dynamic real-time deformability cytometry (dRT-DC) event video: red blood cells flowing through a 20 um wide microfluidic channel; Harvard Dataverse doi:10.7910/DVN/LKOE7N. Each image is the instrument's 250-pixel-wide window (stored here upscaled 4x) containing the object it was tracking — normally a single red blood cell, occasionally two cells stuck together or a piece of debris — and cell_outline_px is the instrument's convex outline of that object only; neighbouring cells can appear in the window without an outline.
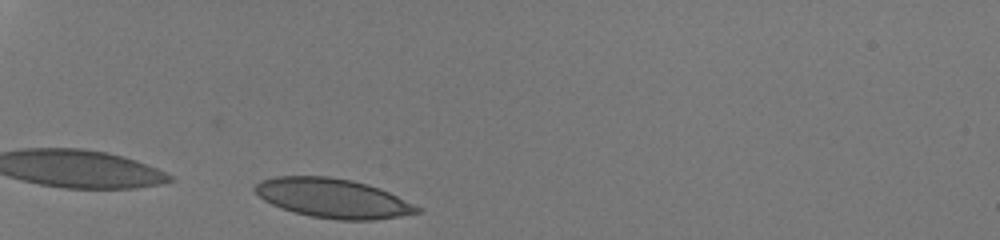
{"species": "human", "species_latin": "Homo sapiens", "temperature_condition": "room temperature", "stored_images_in_passage": 30, "camera_frame_rate_fps": 3000, "um_per_image_px": 0.085, "donor": {"sex": "male"}, "frame": {"image": 1, "passage_image": 2, "time_ms": 0.333, "image_size_px": [1000, 240], "cell_outline_px": [[424, 212], [400, 216], [372, 220], [340, 220], [312, 216], [296, 212], [272, 204], [264, 200], [252, 188], [260, 180], [276, 176], [328, 176], [352, 180], [368, 184], [380, 188], [424, 208]], "centroid_in_image_um": [28.35, 16.84], "position_along_channel_um": 56.6, "area_um2": 37.17}}
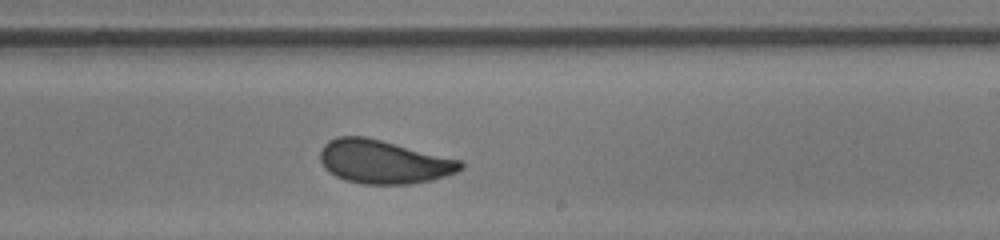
{"frame": {"image": 2, "passage_image": 19, "time_ms": 6.0, "image_size_px": [1000, 240], "cell_outline_px": [[464, 168], [456, 172], [432, 180], [408, 184], [360, 184], [344, 180], [328, 172], [324, 168], [320, 160], [320, 152], [324, 144], [328, 140], [336, 136], [364, 136], [460, 160], [464, 164]], "centroid_in_image_um": [32.55, 13.76], "position_along_channel_um": 256.4, "area_um2": 35.55}}
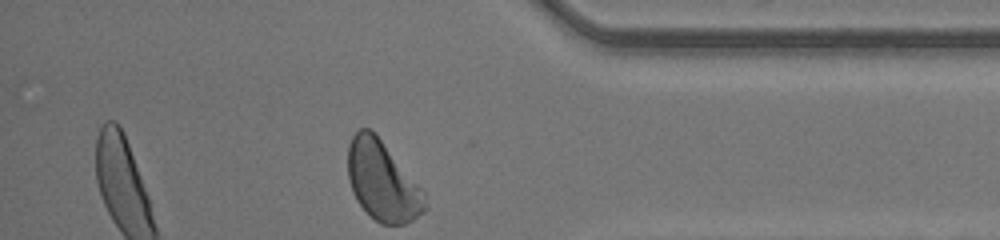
{"frame": {"image": 3, "passage_image": 30, "time_ms": 9.667, "image_size_px": [1000, 240], "cell_outline_px": [[428, 208], [424, 212], [412, 220], [404, 224], [380, 224], [356, 200], [352, 192], [348, 180], [348, 144], [352, 136], [360, 128], [368, 128], [380, 140], [424, 192], [428, 204]], "centroid_in_image_um": [32.5, 15.43], "position_along_channel_um": 402.7, "area_um2": 35.08}, "authors_computed_cell_mechanics": {"area_um2": 35.547, "velocity_mm_per_s": 4.2555, "shape_relaxation_time_tau1_ms": 2.7221, "shape_relaxation_time_tau2_ms": null, "deformation_change_tau1": 0.1136, "deformation_change_tau2": null}}